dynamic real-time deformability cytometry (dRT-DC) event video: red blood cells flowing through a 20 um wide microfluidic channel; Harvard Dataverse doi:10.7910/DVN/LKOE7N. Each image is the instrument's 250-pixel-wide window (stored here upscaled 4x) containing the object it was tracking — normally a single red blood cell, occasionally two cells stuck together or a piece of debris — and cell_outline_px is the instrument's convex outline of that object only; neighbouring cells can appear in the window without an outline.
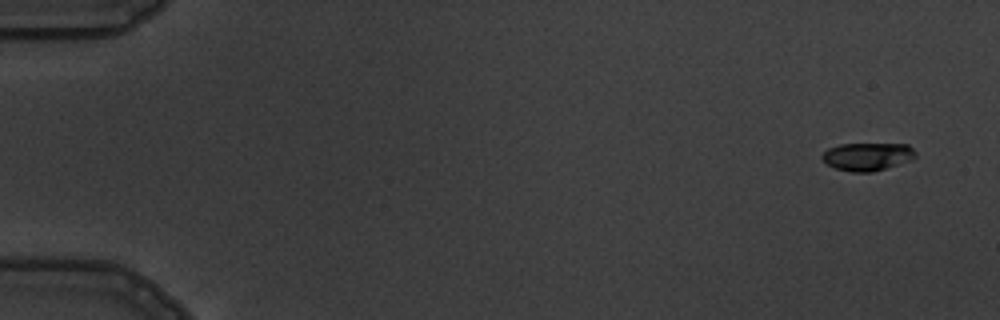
{"species": "common noctule bat (a hibernating species)", "species_latin": "Nyctalus noctula", "temperature_condition": "warm", "stored_images_in_passage": 5, "camera_frame_rate_fps": 3000, "um_per_image_px": 0.085, "animal": {"sex": "male", "body_mass_g": 19.5, "forearm_length_mm": 54.6}, "frame": {"image": 1, "passage_image": 1, "time_ms": 0.0, "image_size_px": [1000, 320], "cell_outline_px": [[916, 156], [908, 160], [872, 172], [852, 172], [836, 168], [828, 164], [820, 156], [828, 148], [840, 144], [908, 144], [916, 152]], "centroid_in_image_um": [73.7, 13.29], "position_along_channel_um": 11.3, "area_um2": 14.91}}
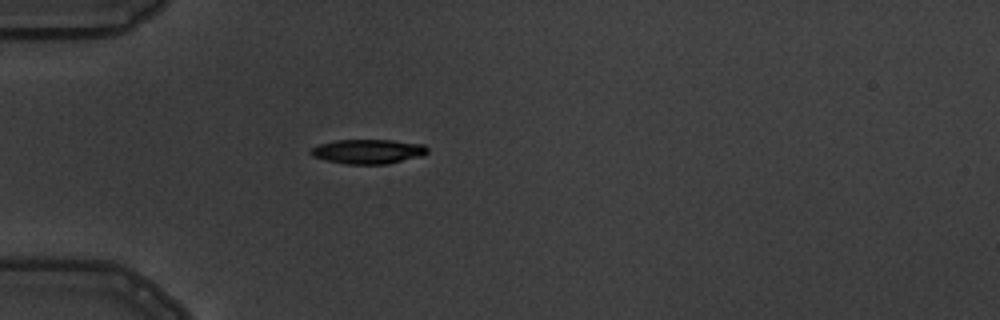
{"frame": {"image": 2, "passage_image": 5, "time_ms": 4.667, "image_size_px": [1000, 320], "cell_outline_px": [[428, 152], [424, 156], [388, 164], [348, 164], [328, 160], [312, 156], [308, 152], [312, 148], [320, 144], [336, 140], [392, 140], [424, 144], [428, 148]], "centroid_in_image_um": [31.34, 12.87], "position_along_channel_um": 53.7, "area_um2": 16.7}}